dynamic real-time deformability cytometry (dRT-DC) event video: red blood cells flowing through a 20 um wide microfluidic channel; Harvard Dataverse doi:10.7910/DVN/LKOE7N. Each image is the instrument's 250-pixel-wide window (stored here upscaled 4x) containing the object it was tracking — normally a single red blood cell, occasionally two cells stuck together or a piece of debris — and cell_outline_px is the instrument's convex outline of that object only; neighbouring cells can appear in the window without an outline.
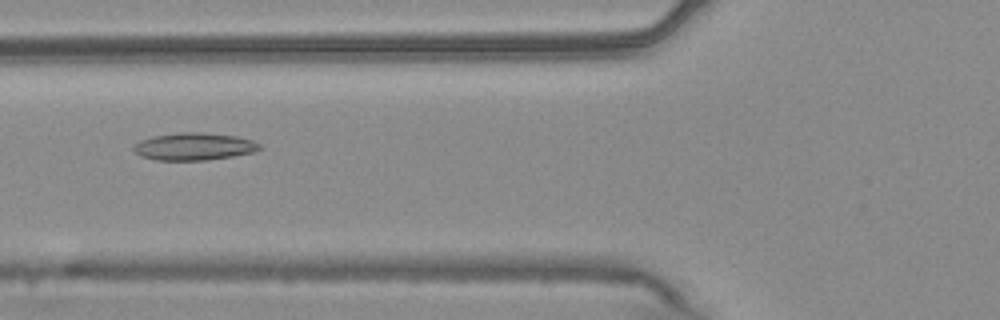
{"species": "common noctule bat (a hibernating species)", "species_latin": "Nyctalus noctula", "temperature_condition": "warm", "stored_images_in_passage": 54, "camera_frame_rate_fps": 3000, "um_per_image_px": 0.085, "animal": {"sex": "male", "body_mass_g": 20.4}, "frame": {"image": 1, "passage_image": 21, "time_ms": 6.667, "image_size_px": [1000, 320], "cell_outline_px": [[260, 148], [252, 152], [232, 156], [208, 160], [156, 160], [140, 156], [132, 148], [132, 144], [140, 140], [152, 136], [180, 132], [204, 132], [236, 136], [252, 140], [260, 144]], "centroid_in_image_um": [16.44, 12.44], "position_along_channel_um": 109.4, "area_um2": 20.17}}
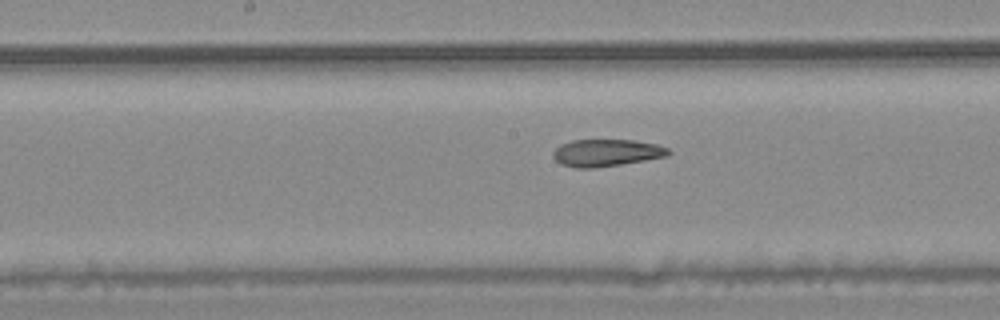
{"frame": {"image": 2, "passage_image": 28, "time_ms": 9.0, "image_size_px": [1000, 320], "cell_outline_px": [[672, 152], [668, 156], [620, 164], [592, 168], [576, 168], [560, 164], [552, 156], [552, 152], [560, 144], [572, 140], [632, 140], [656, 144], [668, 148]], "centroid_in_image_um": [51.52, 12.98], "position_along_channel_um": 196.7, "area_um2": 18.21}}
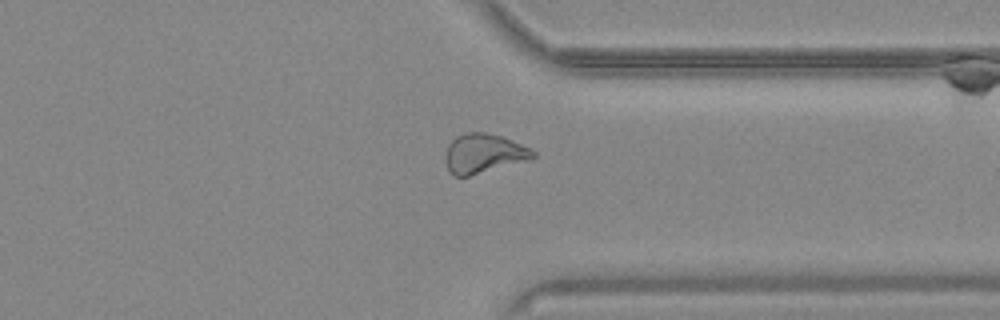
{"frame": {"image": 3, "passage_image": 42, "time_ms": 13.667, "image_size_px": [1000, 320], "cell_outline_px": [[536, 156], [532, 160], [468, 176], [452, 176], [448, 172], [444, 156], [448, 144], [456, 136], [468, 132], [484, 132], [504, 136], [536, 152]], "centroid_in_image_um": [41.11, 13.05], "position_along_channel_um": 370.3, "area_um2": 20.4}, "authors_computed_cell_mechanics": {"area_um2": 20.7502, "velocity_mm_per_s": 3.7431, "shape_relaxation_time_tau1_ms": null, "shape_relaxation_time_tau2_ms": 2.4903, "deformation_change_tau1": null, "deformation_change_tau2": 0.0961}}